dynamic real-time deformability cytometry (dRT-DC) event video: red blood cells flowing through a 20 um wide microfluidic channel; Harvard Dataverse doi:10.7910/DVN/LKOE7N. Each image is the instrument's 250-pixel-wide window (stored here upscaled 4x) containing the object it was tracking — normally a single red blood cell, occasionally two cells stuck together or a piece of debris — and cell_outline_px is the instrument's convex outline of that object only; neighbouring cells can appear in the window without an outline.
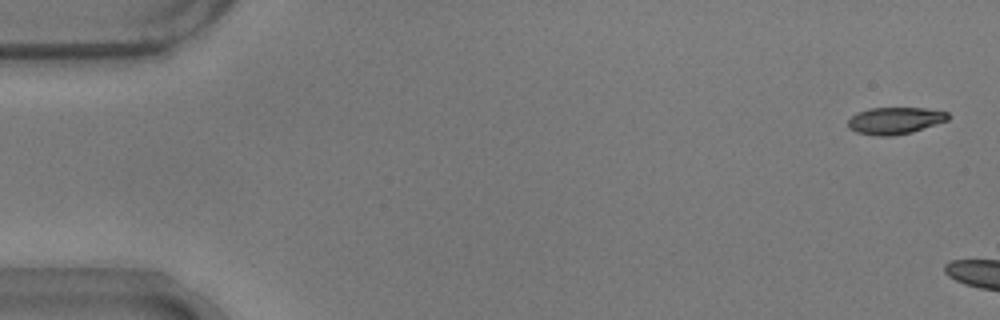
{"species": "common noctule bat (a hibernating species)", "species_latin": "Nyctalus noctula", "temperature_condition": "warm", "stored_images_in_passage": 15, "camera_frame_rate_fps": 3000, "um_per_image_px": 0.085, "animal": {"sex": "male", "body_mass_g": 17.9}, "frame": {"image": 1, "passage_image": 2, "time_ms": 0.333, "image_size_px": [1000, 320], "cell_outline_px": [[948, 120], [912, 132], [892, 136], [880, 136], [856, 132], [848, 128], [848, 120], [856, 112], [868, 108], [924, 108], [948, 112]], "centroid_in_image_um": [76.04, 10.25], "position_along_channel_um": 9.0, "area_um2": 15.66}}